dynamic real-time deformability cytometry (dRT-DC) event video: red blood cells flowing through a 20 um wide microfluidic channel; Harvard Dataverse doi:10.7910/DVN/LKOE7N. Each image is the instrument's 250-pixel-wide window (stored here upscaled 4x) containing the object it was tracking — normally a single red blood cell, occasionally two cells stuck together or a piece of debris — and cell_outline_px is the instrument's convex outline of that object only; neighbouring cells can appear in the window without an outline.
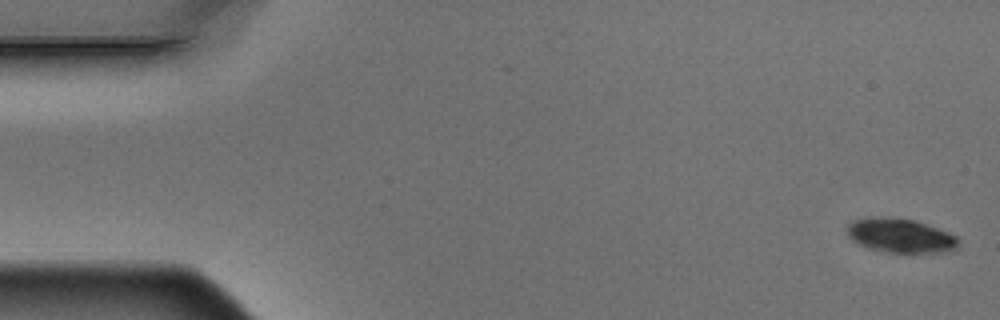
{"species": "Egyptian fruit bat (a non-hibernating species)", "species_latin": "Rousettus aegyptiacus", "temperature_condition": "warm", "stored_images_in_passage": 5, "camera_frame_rate_fps": 3000, "um_per_image_px": 0.085, "animal": {"sex": "male"}, "frame": {"image": 1, "passage_image": 1, "time_ms": 0.0, "image_size_px": [1000, 320], "cell_outline_px": [[956, 248], [940, 252], [916, 256], [912, 256], [880, 252], [868, 248], [852, 240], [848, 236], [848, 224], [852, 220], [868, 216], [896, 216], [916, 220], [928, 224], [956, 236]], "centroid_in_image_um": [76.49, 20.05], "position_along_channel_um": 8.5, "area_um2": 23.24}}
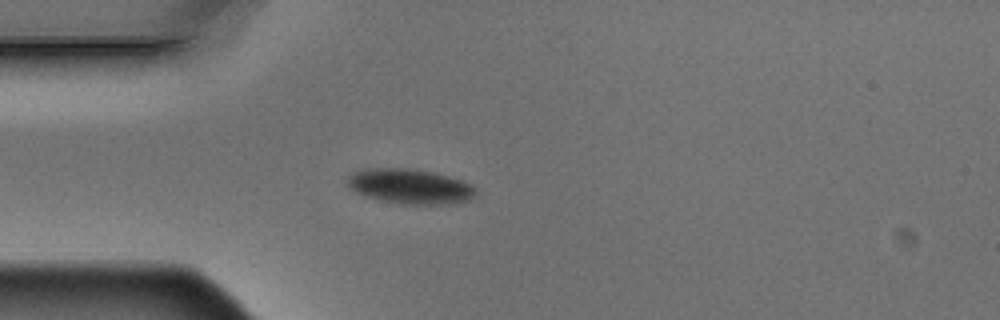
{"frame": {"image": 2, "passage_image": 5, "time_ms": 1.333, "image_size_px": [1000, 320], "cell_outline_px": [[476, 192], [468, 200], [452, 204], [400, 204], [364, 196], [356, 192], [348, 184], [348, 176], [356, 168], [416, 168], [448, 176], [472, 184], [476, 188]], "centroid_in_image_um": [34.82, 15.82], "position_along_channel_um": 50.2, "area_um2": 26.3}}